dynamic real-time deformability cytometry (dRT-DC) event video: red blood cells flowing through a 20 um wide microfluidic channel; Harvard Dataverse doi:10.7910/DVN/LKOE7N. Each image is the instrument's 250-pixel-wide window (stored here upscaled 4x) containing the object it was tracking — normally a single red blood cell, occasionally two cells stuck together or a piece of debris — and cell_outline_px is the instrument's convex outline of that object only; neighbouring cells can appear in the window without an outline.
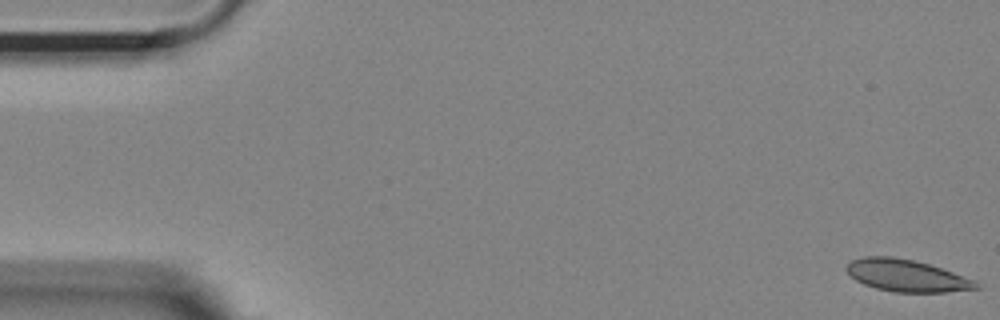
{"species": "Egyptian fruit bat (a non-hibernating species)", "species_latin": "Rousettus aegyptiacus", "temperature_condition": "room temperature", "stored_images_in_passage": 54, "camera_frame_rate_fps": 3000, "um_per_image_px": 0.085, "animal": {"sex": "female"}, "frame": {"image": 1, "passage_image": 1, "time_ms": 0.0, "image_size_px": [1000, 320], "cell_outline_px": [[980, 288], [948, 292], [892, 292], [876, 288], [864, 284], [856, 280], [844, 268], [852, 260], [864, 256], [892, 256], [912, 260], [928, 264], [976, 280], [980, 284]], "centroid_in_image_um": [77.07, 23.43], "position_along_channel_um": 7.9, "area_um2": 24.1}}
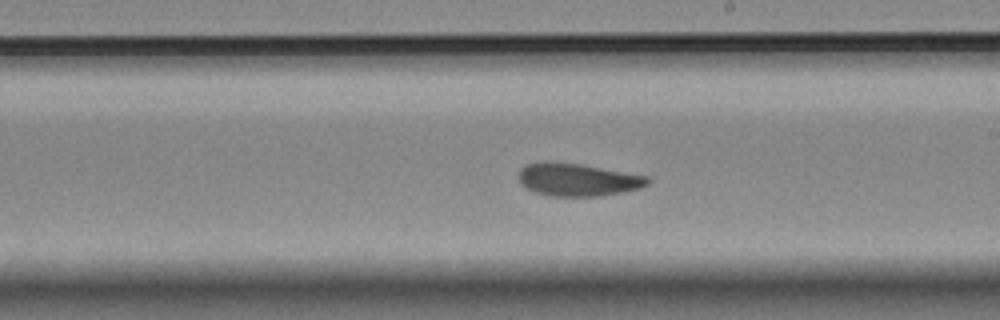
{"frame": {"image": 2, "passage_image": 31, "time_ms": 10.0, "image_size_px": [1000, 320], "cell_outline_px": [[652, 180], [648, 184], [640, 188], [624, 192], [600, 196], [548, 196], [536, 192], [520, 184], [520, 168], [528, 164], [552, 160], [580, 164], [648, 176]], "centroid_in_image_um": [49.13, 15.27], "position_along_channel_um": 239.9, "area_um2": 24.68}}
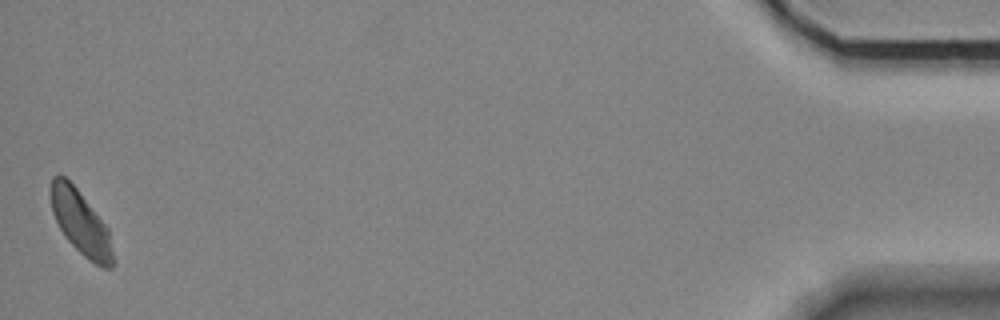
{"frame": {"image": 3, "passage_image": 54, "time_ms": 17.667, "image_size_px": [1000, 320], "cell_outline_px": [[116, 264], [112, 268], [104, 268], [96, 264], [84, 256], [64, 236], [52, 212], [52, 176], [64, 176], [76, 188], [108, 228]], "centroid_in_image_um": [6.91, 19.0], "position_along_channel_um": 428.3, "area_um2": 22.72}, "authors_computed_cell_mechanics": {"area_um2": 24.6806, "velocity_mm_per_s": 3.6446, "shape_relaxation_time_tau1_ms": 9.5748, "shape_relaxation_time_tau2_ms": 1.7899, "deformation_change_tau1": 0.1268, "deformation_change_tau2": 0.0417}}